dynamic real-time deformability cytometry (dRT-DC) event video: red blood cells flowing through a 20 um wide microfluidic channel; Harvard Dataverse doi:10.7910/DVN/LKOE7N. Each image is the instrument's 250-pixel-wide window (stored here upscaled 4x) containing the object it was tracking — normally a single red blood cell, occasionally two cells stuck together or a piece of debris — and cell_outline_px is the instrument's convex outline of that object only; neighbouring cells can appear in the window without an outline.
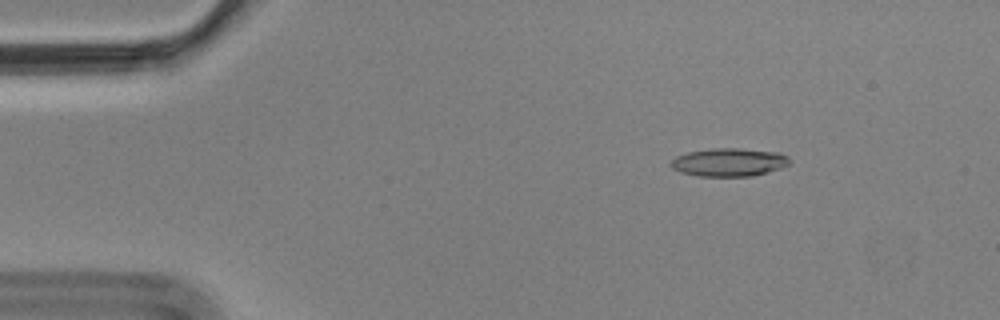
{"species": "Egyptian fruit bat (a non-hibernating species)", "species_latin": "Rousettus aegyptiacus", "temperature_condition": "cold", "stored_images_in_passage": 6, "camera_frame_rate_fps": 3000, "um_per_image_px": 0.085, "animal": {"sex": "male"}, "frame": {"image": 1, "passage_image": 3, "time_ms": 0.667, "image_size_px": [1000, 320], "cell_outline_px": [[788, 164], [780, 168], [768, 172], [752, 176], [700, 176], [680, 172], [672, 168], [668, 164], [676, 156], [688, 152], [712, 148], [740, 148], [780, 152], [788, 156]], "centroid_in_image_um": [61.94, 13.78], "position_along_channel_um": 23.1, "area_um2": 19.54}}